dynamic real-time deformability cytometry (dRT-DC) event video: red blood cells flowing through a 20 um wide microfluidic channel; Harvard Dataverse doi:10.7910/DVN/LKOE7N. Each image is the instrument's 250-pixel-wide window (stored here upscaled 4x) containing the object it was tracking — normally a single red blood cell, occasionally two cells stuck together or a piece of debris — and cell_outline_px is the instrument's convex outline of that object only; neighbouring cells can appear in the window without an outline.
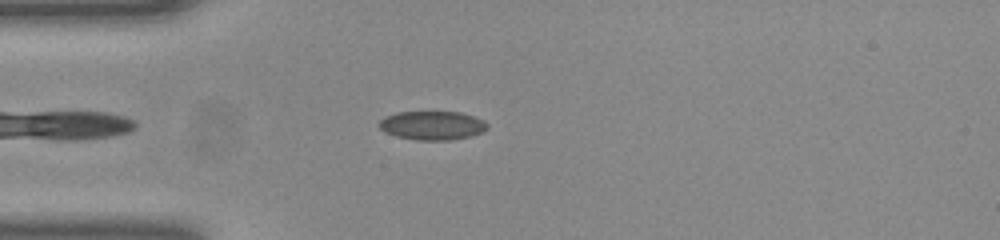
{"species": "common noctule bat (a hibernating species)", "species_latin": "Nyctalus noctula", "temperature_condition": "room temperature", "stored_images_in_passage": 31, "camera_frame_rate_fps": 3000, "um_per_image_px": 0.085, "animal": {"sex": "female", "body_mass_g": 23.0, "forearm_length_mm": 53.4}, "frame": {"image": 1, "passage_image": 7, "time_ms": 2.0, "image_size_px": [1000, 240], "cell_outline_px": [[488, 128], [484, 132], [472, 136], [452, 140], [420, 140], [396, 136], [384, 132], [376, 124], [384, 116], [396, 112], [460, 112], [484, 120], [488, 124]], "centroid_in_image_um": [36.74, 10.66], "position_along_channel_um": 48.3, "area_um2": 18.38}}
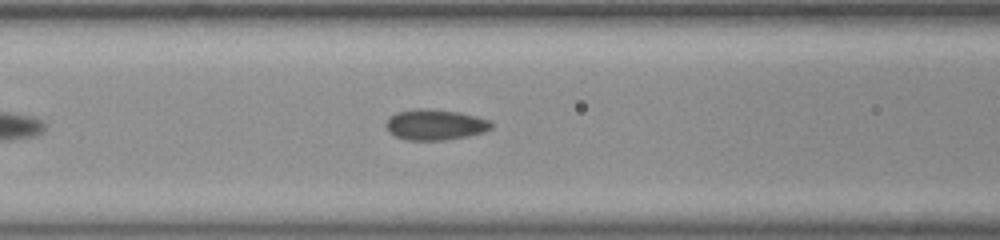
{"frame": {"image": 2, "passage_image": 14, "time_ms": 4.333, "image_size_px": [1000, 240], "cell_outline_px": [[492, 128], [484, 132], [444, 140], [408, 140], [396, 136], [388, 132], [384, 124], [388, 116], [396, 112], [416, 108], [428, 108], [460, 112], [492, 120]], "centroid_in_image_um": [36.95, 10.58], "position_along_channel_um": 129.6, "area_um2": 19.07}}
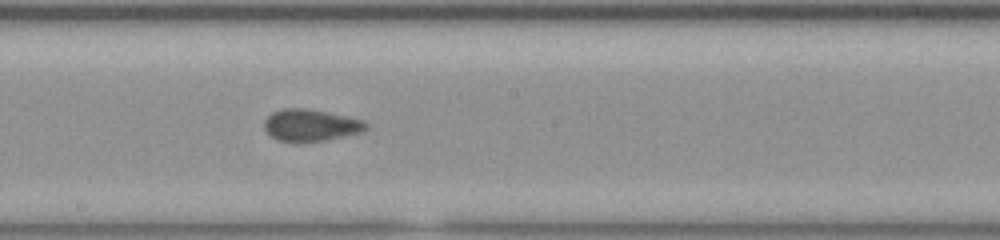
{"frame": {"image": 3, "passage_image": 21, "time_ms": 6.667, "image_size_px": [1000, 240], "cell_outline_px": [[368, 128], [360, 132], [324, 140], [280, 140], [272, 136], [264, 128], [264, 120], [272, 112], [284, 108], [308, 108], [328, 112], [364, 120], [368, 124]], "centroid_in_image_um": [26.42, 10.6], "position_along_channel_um": 221.8, "area_um2": 18.44}}